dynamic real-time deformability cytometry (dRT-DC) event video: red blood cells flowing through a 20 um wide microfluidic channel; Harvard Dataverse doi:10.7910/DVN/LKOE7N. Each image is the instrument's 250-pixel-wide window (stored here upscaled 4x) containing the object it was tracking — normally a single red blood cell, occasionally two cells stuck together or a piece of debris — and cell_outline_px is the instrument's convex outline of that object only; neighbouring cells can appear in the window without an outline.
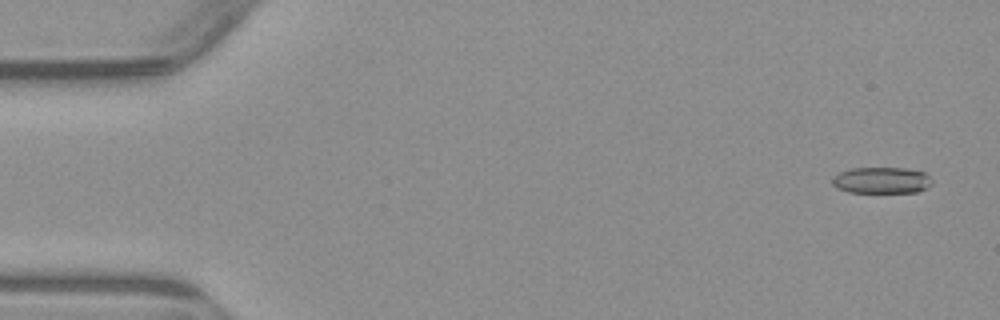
{"species": "common noctule bat (a hibernating species)", "species_latin": "Nyctalus noctula", "temperature_condition": "warm", "stored_images_in_passage": 7, "camera_frame_rate_fps": 3000, "um_per_image_px": 0.085, "animal": {"sex": "male", "body_mass_g": 23.1, "forearm_length_mm": 52.7}, "frame": {"image": 1, "passage_image": 1, "time_ms": 0.0, "image_size_px": [1000, 320], "cell_outline_px": [[932, 184], [916, 192], [848, 192], [836, 188], [832, 184], [832, 180], [840, 172], [852, 168], [904, 168], [924, 172], [932, 180]], "centroid_in_image_um": [74.92, 15.32], "position_along_channel_um": 10.1, "area_um2": 15.14}}
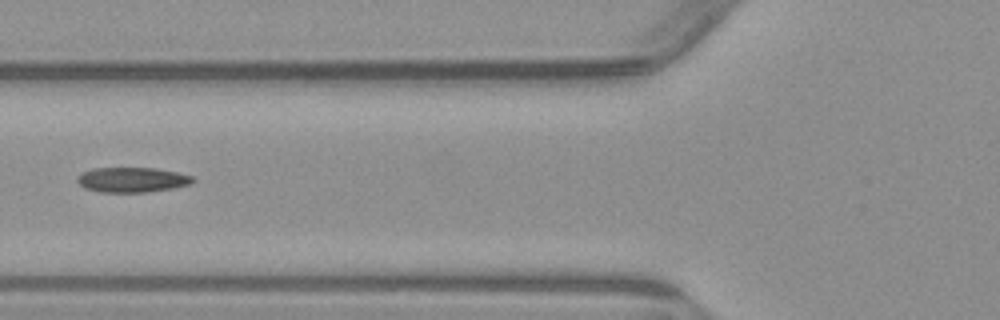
{"frame": {"image": 2, "passage_image": 6, "time_ms": 6.0, "image_size_px": [1000, 320], "cell_outline_px": [[196, 180], [192, 184], [172, 188], [148, 192], [100, 192], [84, 188], [76, 180], [76, 176], [92, 168], [156, 168], [176, 172], [192, 176]], "centroid_in_image_um": [11.23, 15.28], "position_along_channel_um": 114.6, "area_um2": 16.88}}
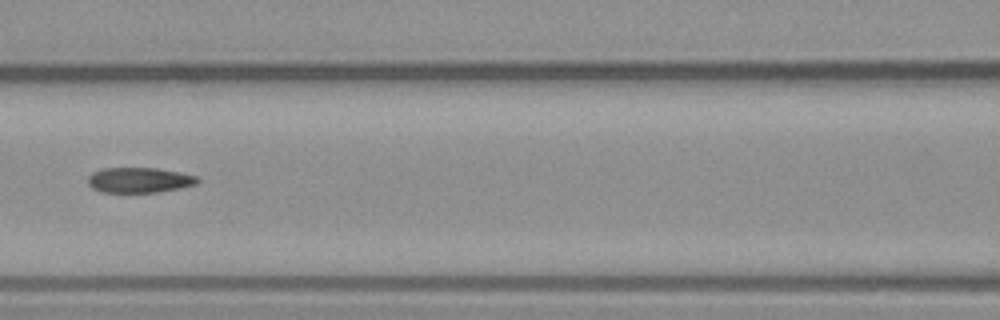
{"frame": {"image": 3, "passage_image": 7, "time_ms": 7.0, "image_size_px": [1000, 320], "cell_outline_px": [[200, 180], [196, 184], [180, 188], [160, 192], [100, 192], [92, 188], [88, 184], [88, 176], [92, 172], [104, 168], [156, 168], [180, 172], [196, 176]], "centroid_in_image_um": [11.83, 15.31], "position_along_channel_um": 154.8, "area_um2": 16.18}}